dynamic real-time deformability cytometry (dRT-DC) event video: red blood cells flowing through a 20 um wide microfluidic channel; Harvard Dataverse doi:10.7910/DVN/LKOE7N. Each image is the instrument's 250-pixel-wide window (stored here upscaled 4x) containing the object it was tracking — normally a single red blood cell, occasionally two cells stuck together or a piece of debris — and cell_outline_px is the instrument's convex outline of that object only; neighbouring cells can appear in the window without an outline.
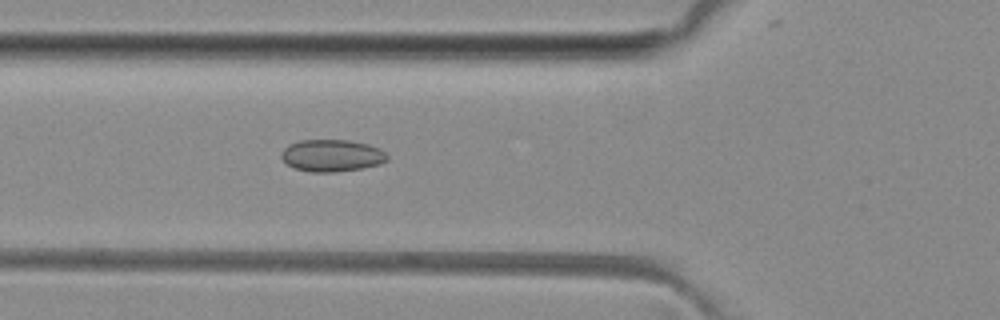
{"species": "common noctule bat (a hibernating species)", "species_latin": "Nyctalus noctula", "temperature_condition": "room temperature", "stored_images_in_passage": 36, "camera_frame_rate_fps": 3000, "um_per_image_px": 0.085, "animal": {"sex": "female", "body_mass_g": 29.2, "forearm_length_mm": 56.3}, "frame": {"image": 1, "passage_image": 4, "time_ms": 1.0, "image_size_px": [1000, 320], "cell_outline_px": [[388, 160], [380, 164], [360, 168], [336, 172], [312, 172], [296, 168], [288, 164], [280, 156], [284, 148], [288, 144], [300, 140], [348, 140], [368, 144], [380, 148], [388, 156]], "centroid_in_image_um": [28.22, 13.21], "position_along_channel_um": 97.6, "area_um2": 19.71}}
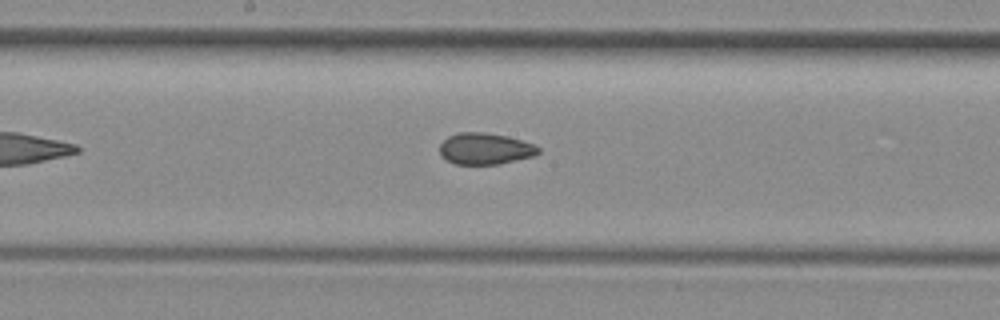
{"frame": {"image": 2, "passage_image": 12, "time_ms": 3.667, "image_size_px": [1000, 320], "cell_outline_px": [[540, 152], [532, 156], [500, 164], [456, 164], [440, 156], [440, 144], [448, 136], [460, 132], [484, 132], [508, 136], [532, 144], [540, 148]], "centroid_in_image_um": [41.21, 12.64], "position_along_channel_um": 207.0, "area_um2": 17.98}}
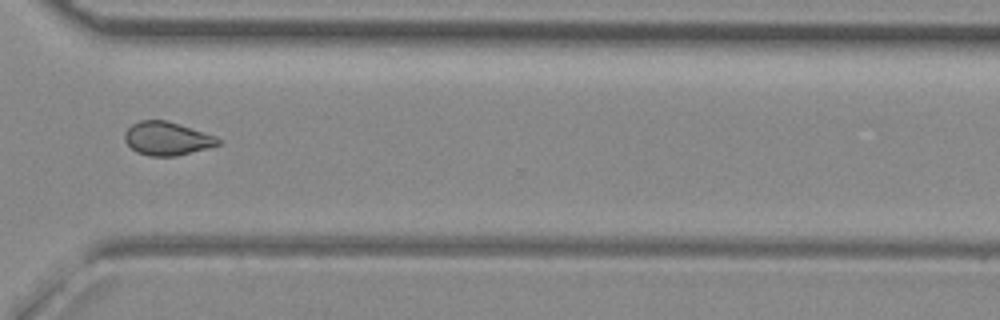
{"frame": {"image": 3, "passage_image": 23, "time_ms": 7.333, "image_size_px": [1000, 320], "cell_outline_px": [[220, 144], [208, 148], [176, 156], [148, 156], [136, 152], [124, 140], [124, 132], [132, 124], [140, 120], [168, 120], [216, 136], [220, 140]], "centroid_in_image_um": [14.18, 11.77], "position_along_channel_um": 356.4, "area_um2": 18.26}, "authors_computed_cell_mechanics": {"area_um2": 18.3515, "velocity_mm_per_s": 4.0754, "shape_relaxation_time_tau1_ms": null, "shape_relaxation_time_tau2_ms": 2.5018, "deformation_change_tau1": null, "deformation_change_tau2": 0.0595}}